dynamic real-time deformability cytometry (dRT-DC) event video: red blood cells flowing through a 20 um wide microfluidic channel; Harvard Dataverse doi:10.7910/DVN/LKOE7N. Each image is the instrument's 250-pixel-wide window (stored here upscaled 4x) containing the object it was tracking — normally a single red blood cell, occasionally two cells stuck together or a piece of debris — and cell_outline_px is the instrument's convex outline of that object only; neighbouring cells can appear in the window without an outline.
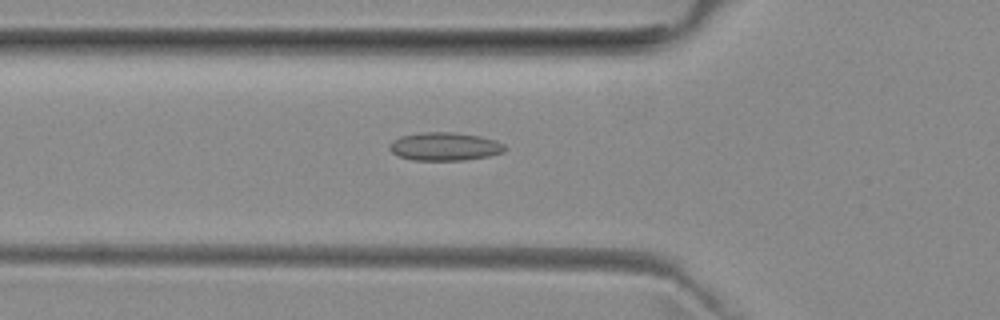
{"species": "common noctule bat (a hibernating species)", "species_latin": "Nyctalus noctula", "temperature_condition": "room temperature", "stored_images_in_passage": 40, "camera_frame_rate_fps": 3000, "um_per_image_px": 0.085, "animal": {"sex": "female", "body_mass_g": 29.2, "forearm_length_mm": 56.3}, "frame": {"image": 1, "passage_image": 6, "time_ms": 1.667, "image_size_px": [1000, 320], "cell_outline_px": [[508, 148], [504, 152], [488, 156], [464, 160], [412, 160], [400, 156], [392, 152], [388, 148], [388, 144], [400, 136], [420, 132], [452, 132], [480, 136], [496, 140], [504, 144]], "centroid_in_image_um": [37.81, 12.45], "position_along_channel_um": 88.0, "area_um2": 19.07}}
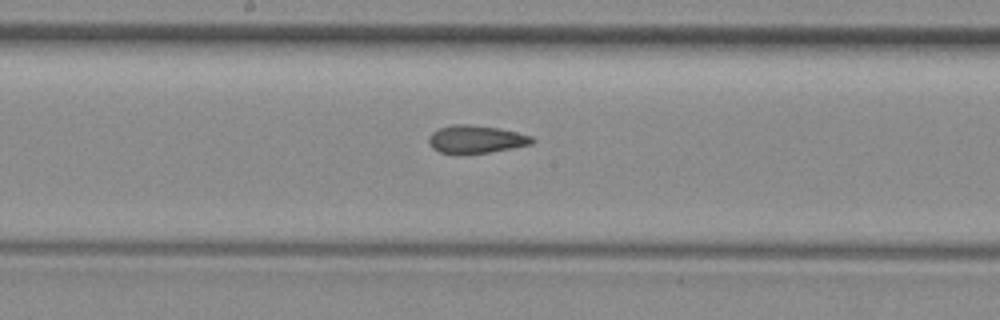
{"frame": {"image": 2, "passage_image": 15, "time_ms": 4.667, "image_size_px": [1000, 320], "cell_outline_px": [[536, 140], [532, 144], [512, 148], [488, 152], [456, 156], [440, 152], [432, 148], [428, 140], [428, 136], [432, 132], [440, 128], [452, 124], [468, 124], [496, 128], [516, 132], [532, 136]], "centroid_in_image_um": [40.42, 11.86], "position_along_channel_um": 207.8, "area_um2": 17.05}}
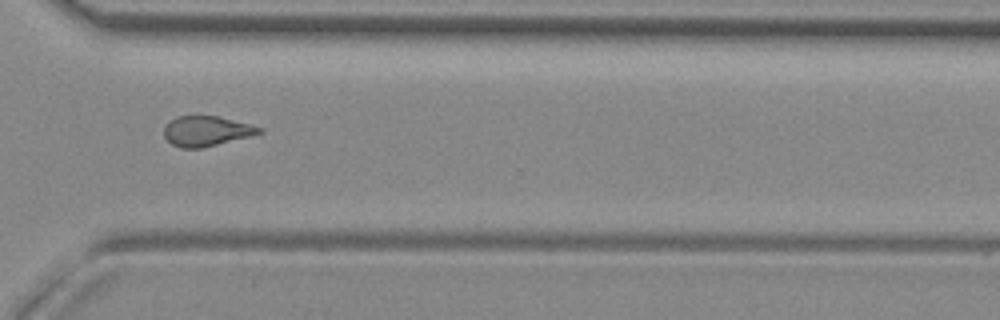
{"frame": {"image": 3, "passage_image": 26, "time_ms": 8.333, "image_size_px": [1000, 320], "cell_outline_px": [[264, 132], [252, 136], [200, 148], [180, 148], [172, 144], [164, 136], [164, 128], [176, 116], [196, 112], [216, 116], [264, 128]], "centroid_in_image_um": [17.53, 11.1], "position_along_channel_um": 353.1, "area_um2": 17.05}, "authors_computed_cell_mechanics": {"area_um2": 17.051, "velocity_mm_per_s": 3.9667, "shape_relaxation_time_tau1_ms": null, "shape_relaxation_time_tau2_ms": 2.2935, "deformation_change_tau1": null, "deformation_change_tau2": 0.0901}}